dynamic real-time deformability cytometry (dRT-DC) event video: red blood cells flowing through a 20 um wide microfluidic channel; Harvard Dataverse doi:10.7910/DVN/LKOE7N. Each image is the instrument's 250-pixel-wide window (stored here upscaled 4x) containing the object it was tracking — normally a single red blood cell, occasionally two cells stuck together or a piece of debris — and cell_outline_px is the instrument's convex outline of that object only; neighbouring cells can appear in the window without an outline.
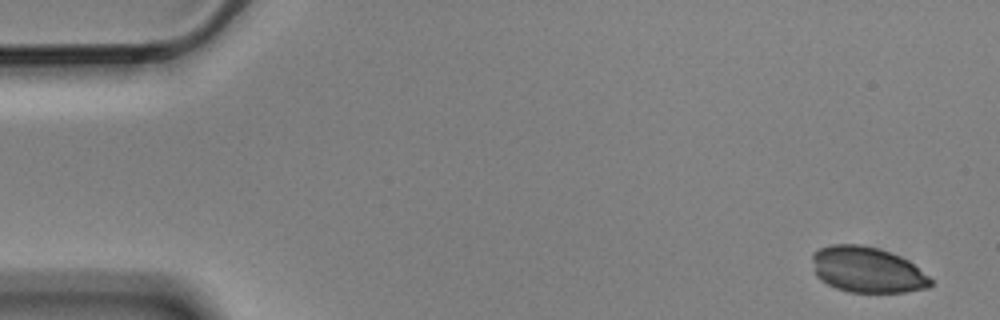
{"species": "Egyptian fruit bat (a non-hibernating species)", "species_latin": "Rousettus aegyptiacus", "temperature_condition": "cold", "stored_images_in_passage": 4, "camera_frame_rate_fps": 3000, "um_per_image_px": 0.085, "animal": {"sex": "male"}, "frame": {"image": 1, "passage_image": 1, "time_ms": 0.0, "image_size_px": [1000, 320], "cell_outline_px": [[932, 284], [928, 288], [904, 292], [848, 292], [836, 288], [820, 280], [816, 276], [812, 260], [812, 252], [820, 248], [832, 244], [860, 244], [880, 248], [892, 252], [908, 260], [928, 276], [932, 280]], "centroid_in_image_um": [73.7, 22.92], "position_along_channel_um": 11.3, "area_um2": 31.73}}